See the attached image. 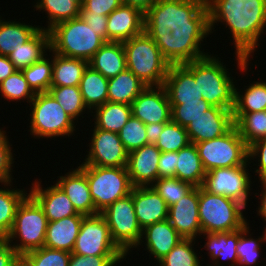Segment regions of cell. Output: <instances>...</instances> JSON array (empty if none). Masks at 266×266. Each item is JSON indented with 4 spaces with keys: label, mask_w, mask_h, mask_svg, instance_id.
Listing matches in <instances>:
<instances>
[{
    "label": "cell",
    "mask_w": 266,
    "mask_h": 266,
    "mask_svg": "<svg viewBox=\"0 0 266 266\" xmlns=\"http://www.w3.org/2000/svg\"><path fill=\"white\" fill-rule=\"evenodd\" d=\"M20 255L6 238H0V266H16Z\"/></svg>",
    "instance_id": "9f6ffc18"
},
{
    "label": "cell",
    "mask_w": 266,
    "mask_h": 266,
    "mask_svg": "<svg viewBox=\"0 0 266 266\" xmlns=\"http://www.w3.org/2000/svg\"><path fill=\"white\" fill-rule=\"evenodd\" d=\"M91 133L89 151L82 164L99 167H126L128 152L125 150L119 134L101 130L94 126Z\"/></svg>",
    "instance_id": "5bb4252c"
},
{
    "label": "cell",
    "mask_w": 266,
    "mask_h": 266,
    "mask_svg": "<svg viewBox=\"0 0 266 266\" xmlns=\"http://www.w3.org/2000/svg\"><path fill=\"white\" fill-rule=\"evenodd\" d=\"M48 92L77 123L79 122L78 120L80 116L82 119L85 117L83 116L86 113L85 111H87V114L88 112L89 114L91 113L84 104L79 86L50 87Z\"/></svg>",
    "instance_id": "f35d334b"
},
{
    "label": "cell",
    "mask_w": 266,
    "mask_h": 266,
    "mask_svg": "<svg viewBox=\"0 0 266 266\" xmlns=\"http://www.w3.org/2000/svg\"><path fill=\"white\" fill-rule=\"evenodd\" d=\"M122 5L121 0H84L81 6L93 14L108 16L113 10Z\"/></svg>",
    "instance_id": "f5cc1de1"
},
{
    "label": "cell",
    "mask_w": 266,
    "mask_h": 266,
    "mask_svg": "<svg viewBox=\"0 0 266 266\" xmlns=\"http://www.w3.org/2000/svg\"><path fill=\"white\" fill-rule=\"evenodd\" d=\"M71 253L84 256H127L113 241L110 229L101 213L83 217Z\"/></svg>",
    "instance_id": "7c38bea8"
},
{
    "label": "cell",
    "mask_w": 266,
    "mask_h": 266,
    "mask_svg": "<svg viewBox=\"0 0 266 266\" xmlns=\"http://www.w3.org/2000/svg\"><path fill=\"white\" fill-rule=\"evenodd\" d=\"M254 159L258 160V164L253 163V166H257V168H252L255 169L254 173L258 175L259 182H266V137L248 146V161L250 165L254 162Z\"/></svg>",
    "instance_id": "f907efd6"
},
{
    "label": "cell",
    "mask_w": 266,
    "mask_h": 266,
    "mask_svg": "<svg viewBox=\"0 0 266 266\" xmlns=\"http://www.w3.org/2000/svg\"><path fill=\"white\" fill-rule=\"evenodd\" d=\"M48 222L42 207L28 194L17 208L6 239L20 256L41 248L44 246Z\"/></svg>",
    "instance_id": "52a82bcc"
},
{
    "label": "cell",
    "mask_w": 266,
    "mask_h": 266,
    "mask_svg": "<svg viewBox=\"0 0 266 266\" xmlns=\"http://www.w3.org/2000/svg\"><path fill=\"white\" fill-rule=\"evenodd\" d=\"M202 234L203 236H201ZM201 235L199 238L205 237L207 241L202 248L208 251L207 253L211 260V264L206 266H225L224 263H221V260H227V264H230L228 261H231L230 266L237 265L236 247L240 237V229L233 232L201 233Z\"/></svg>",
    "instance_id": "d4e9b609"
},
{
    "label": "cell",
    "mask_w": 266,
    "mask_h": 266,
    "mask_svg": "<svg viewBox=\"0 0 266 266\" xmlns=\"http://www.w3.org/2000/svg\"><path fill=\"white\" fill-rule=\"evenodd\" d=\"M126 66L147 86H163L170 64L145 32L123 42Z\"/></svg>",
    "instance_id": "8992f818"
},
{
    "label": "cell",
    "mask_w": 266,
    "mask_h": 266,
    "mask_svg": "<svg viewBox=\"0 0 266 266\" xmlns=\"http://www.w3.org/2000/svg\"><path fill=\"white\" fill-rule=\"evenodd\" d=\"M246 207L238 201L199 187L198 213L202 233L233 232L244 227ZM244 211V212H243Z\"/></svg>",
    "instance_id": "5b68a950"
},
{
    "label": "cell",
    "mask_w": 266,
    "mask_h": 266,
    "mask_svg": "<svg viewBox=\"0 0 266 266\" xmlns=\"http://www.w3.org/2000/svg\"><path fill=\"white\" fill-rule=\"evenodd\" d=\"M48 53L49 55L47 54V57L44 56L40 61L22 69L25 80L28 82L29 87L35 94L48 92L51 87L53 52L49 50ZM50 53H52V55ZM48 56H50V58Z\"/></svg>",
    "instance_id": "ab89813d"
},
{
    "label": "cell",
    "mask_w": 266,
    "mask_h": 266,
    "mask_svg": "<svg viewBox=\"0 0 266 266\" xmlns=\"http://www.w3.org/2000/svg\"><path fill=\"white\" fill-rule=\"evenodd\" d=\"M147 87L133 72L125 69L108 79V102L131 105L135 98Z\"/></svg>",
    "instance_id": "f546056e"
},
{
    "label": "cell",
    "mask_w": 266,
    "mask_h": 266,
    "mask_svg": "<svg viewBox=\"0 0 266 266\" xmlns=\"http://www.w3.org/2000/svg\"><path fill=\"white\" fill-rule=\"evenodd\" d=\"M16 70L17 69L14 67V64L10 61L8 56L0 55V83Z\"/></svg>",
    "instance_id": "680465c9"
},
{
    "label": "cell",
    "mask_w": 266,
    "mask_h": 266,
    "mask_svg": "<svg viewBox=\"0 0 266 266\" xmlns=\"http://www.w3.org/2000/svg\"><path fill=\"white\" fill-rule=\"evenodd\" d=\"M79 88L84 104L91 112L108 102V79L90 66L84 70Z\"/></svg>",
    "instance_id": "4dcf8cb0"
},
{
    "label": "cell",
    "mask_w": 266,
    "mask_h": 266,
    "mask_svg": "<svg viewBox=\"0 0 266 266\" xmlns=\"http://www.w3.org/2000/svg\"><path fill=\"white\" fill-rule=\"evenodd\" d=\"M264 231H263V234H262V237H263V244L266 243V225L265 227H263Z\"/></svg>",
    "instance_id": "6125c7cd"
},
{
    "label": "cell",
    "mask_w": 266,
    "mask_h": 266,
    "mask_svg": "<svg viewBox=\"0 0 266 266\" xmlns=\"http://www.w3.org/2000/svg\"><path fill=\"white\" fill-rule=\"evenodd\" d=\"M71 252L41 247L20 256L24 266H69Z\"/></svg>",
    "instance_id": "b9f144b4"
},
{
    "label": "cell",
    "mask_w": 266,
    "mask_h": 266,
    "mask_svg": "<svg viewBox=\"0 0 266 266\" xmlns=\"http://www.w3.org/2000/svg\"><path fill=\"white\" fill-rule=\"evenodd\" d=\"M1 98L16 103L24 100L28 103L35 97V93L29 87L28 82L22 73V70H16L13 74L8 76L0 83Z\"/></svg>",
    "instance_id": "ee69618b"
},
{
    "label": "cell",
    "mask_w": 266,
    "mask_h": 266,
    "mask_svg": "<svg viewBox=\"0 0 266 266\" xmlns=\"http://www.w3.org/2000/svg\"><path fill=\"white\" fill-rule=\"evenodd\" d=\"M181 239L183 238L170 224L169 220L166 219L144 228L139 245L144 244V250H147L153 256L155 262H159Z\"/></svg>",
    "instance_id": "cb8c5ba5"
},
{
    "label": "cell",
    "mask_w": 266,
    "mask_h": 266,
    "mask_svg": "<svg viewBox=\"0 0 266 266\" xmlns=\"http://www.w3.org/2000/svg\"><path fill=\"white\" fill-rule=\"evenodd\" d=\"M249 223L240 228V237L236 247L238 262L237 266H256L261 258L262 235L258 238L251 237ZM250 234V235H249Z\"/></svg>",
    "instance_id": "60d3db41"
},
{
    "label": "cell",
    "mask_w": 266,
    "mask_h": 266,
    "mask_svg": "<svg viewBox=\"0 0 266 266\" xmlns=\"http://www.w3.org/2000/svg\"><path fill=\"white\" fill-rule=\"evenodd\" d=\"M171 105V120L182 127H186L192 120L210 109L212 105L203 99Z\"/></svg>",
    "instance_id": "c3c4849f"
},
{
    "label": "cell",
    "mask_w": 266,
    "mask_h": 266,
    "mask_svg": "<svg viewBox=\"0 0 266 266\" xmlns=\"http://www.w3.org/2000/svg\"><path fill=\"white\" fill-rule=\"evenodd\" d=\"M6 131L3 128H0V183L4 185L7 182H13L14 176L13 174V164H14V156L12 152V144L8 140ZM12 170V171H11Z\"/></svg>",
    "instance_id": "681fc988"
},
{
    "label": "cell",
    "mask_w": 266,
    "mask_h": 266,
    "mask_svg": "<svg viewBox=\"0 0 266 266\" xmlns=\"http://www.w3.org/2000/svg\"><path fill=\"white\" fill-rule=\"evenodd\" d=\"M48 32L52 52L87 62L106 42L80 16L60 22Z\"/></svg>",
    "instance_id": "277c9868"
},
{
    "label": "cell",
    "mask_w": 266,
    "mask_h": 266,
    "mask_svg": "<svg viewBox=\"0 0 266 266\" xmlns=\"http://www.w3.org/2000/svg\"><path fill=\"white\" fill-rule=\"evenodd\" d=\"M205 176L206 171L195 144L190 143L176 152V178L200 187Z\"/></svg>",
    "instance_id": "f1b7e54d"
},
{
    "label": "cell",
    "mask_w": 266,
    "mask_h": 266,
    "mask_svg": "<svg viewBox=\"0 0 266 266\" xmlns=\"http://www.w3.org/2000/svg\"><path fill=\"white\" fill-rule=\"evenodd\" d=\"M101 214L107 222L113 241L126 255L132 252V248L134 250L140 247L142 229L137 222L132 191L109 205Z\"/></svg>",
    "instance_id": "8fae6325"
},
{
    "label": "cell",
    "mask_w": 266,
    "mask_h": 266,
    "mask_svg": "<svg viewBox=\"0 0 266 266\" xmlns=\"http://www.w3.org/2000/svg\"><path fill=\"white\" fill-rule=\"evenodd\" d=\"M80 17L107 42V16L93 14L81 6Z\"/></svg>",
    "instance_id": "db71d44e"
},
{
    "label": "cell",
    "mask_w": 266,
    "mask_h": 266,
    "mask_svg": "<svg viewBox=\"0 0 266 266\" xmlns=\"http://www.w3.org/2000/svg\"><path fill=\"white\" fill-rule=\"evenodd\" d=\"M12 185V182H7L2 186L3 188H0V238L8 236L14 223L17 208L29 194L27 189L26 191L25 189H12Z\"/></svg>",
    "instance_id": "e575fe53"
},
{
    "label": "cell",
    "mask_w": 266,
    "mask_h": 266,
    "mask_svg": "<svg viewBox=\"0 0 266 266\" xmlns=\"http://www.w3.org/2000/svg\"><path fill=\"white\" fill-rule=\"evenodd\" d=\"M260 183L262 186L260 195L257 192L255 194L257 197L260 196L259 197L260 199H258L260 200V202L258 203H261V204L258 206V209L256 211H257V215L260 216L264 222H266V182H260Z\"/></svg>",
    "instance_id": "94428289"
},
{
    "label": "cell",
    "mask_w": 266,
    "mask_h": 266,
    "mask_svg": "<svg viewBox=\"0 0 266 266\" xmlns=\"http://www.w3.org/2000/svg\"><path fill=\"white\" fill-rule=\"evenodd\" d=\"M93 70L107 79L117 76L127 69L126 55L122 42H105L88 62Z\"/></svg>",
    "instance_id": "4316f807"
},
{
    "label": "cell",
    "mask_w": 266,
    "mask_h": 266,
    "mask_svg": "<svg viewBox=\"0 0 266 266\" xmlns=\"http://www.w3.org/2000/svg\"><path fill=\"white\" fill-rule=\"evenodd\" d=\"M123 5H129L138 8L145 13L159 0H121Z\"/></svg>",
    "instance_id": "91938a15"
},
{
    "label": "cell",
    "mask_w": 266,
    "mask_h": 266,
    "mask_svg": "<svg viewBox=\"0 0 266 266\" xmlns=\"http://www.w3.org/2000/svg\"><path fill=\"white\" fill-rule=\"evenodd\" d=\"M176 178V152H161L158 161V179Z\"/></svg>",
    "instance_id": "11a10c76"
},
{
    "label": "cell",
    "mask_w": 266,
    "mask_h": 266,
    "mask_svg": "<svg viewBox=\"0 0 266 266\" xmlns=\"http://www.w3.org/2000/svg\"><path fill=\"white\" fill-rule=\"evenodd\" d=\"M107 18V42L123 43L144 32V13L136 7L122 4Z\"/></svg>",
    "instance_id": "d6986e66"
},
{
    "label": "cell",
    "mask_w": 266,
    "mask_h": 266,
    "mask_svg": "<svg viewBox=\"0 0 266 266\" xmlns=\"http://www.w3.org/2000/svg\"><path fill=\"white\" fill-rule=\"evenodd\" d=\"M118 134L128 153L147 144L145 124L132 115Z\"/></svg>",
    "instance_id": "7dc6e473"
},
{
    "label": "cell",
    "mask_w": 266,
    "mask_h": 266,
    "mask_svg": "<svg viewBox=\"0 0 266 266\" xmlns=\"http://www.w3.org/2000/svg\"><path fill=\"white\" fill-rule=\"evenodd\" d=\"M249 161L243 166L217 168L206 172L202 187L210 193L224 195L232 198L245 207L252 191L251 173L247 167Z\"/></svg>",
    "instance_id": "4fadbf2b"
},
{
    "label": "cell",
    "mask_w": 266,
    "mask_h": 266,
    "mask_svg": "<svg viewBox=\"0 0 266 266\" xmlns=\"http://www.w3.org/2000/svg\"><path fill=\"white\" fill-rule=\"evenodd\" d=\"M94 126L101 130L119 133L122 127L131 117V105L124 103L106 102L94 109Z\"/></svg>",
    "instance_id": "836d02e7"
},
{
    "label": "cell",
    "mask_w": 266,
    "mask_h": 266,
    "mask_svg": "<svg viewBox=\"0 0 266 266\" xmlns=\"http://www.w3.org/2000/svg\"><path fill=\"white\" fill-rule=\"evenodd\" d=\"M169 206L188 194L194 186L175 177L159 178L151 185Z\"/></svg>",
    "instance_id": "bcb514c9"
},
{
    "label": "cell",
    "mask_w": 266,
    "mask_h": 266,
    "mask_svg": "<svg viewBox=\"0 0 266 266\" xmlns=\"http://www.w3.org/2000/svg\"><path fill=\"white\" fill-rule=\"evenodd\" d=\"M144 32L170 65L208 55L202 50L211 35L206 0H159L144 13Z\"/></svg>",
    "instance_id": "6da1fadb"
},
{
    "label": "cell",
    "mask_w": 266,
    "mask_h": 266,
    "mask_svg": "<svg viewBox=\"0 0 266 266\" xmlns=\"http://www.w3.org/2000/svg\"><path fill=\"white\" fill-rule=\"evenodd\" d=\"M234 126L232 109L212 106L192 120L185 128L190 142L195 144L226 134Z\"/></svg>",
    "instance_id": "2e32d148"
},
{
    "label": "cell",
    "mask_w": 266,
    "mask_h": 266,
    "mask_svg": "<svg viewBox=\"0 0 266 266\" xmlns=\"http://www.w3.org/2000/svg\"><path fill=\"white\" fill-rule=\"evenodd\" d=\"M195 145L206 172L217 168L243 166L248 162V146L235 125L226 134Z\"/></svg>",
    "instance_id": "30bf717a"
},
{
    "label": "cell",
    "mask_w": 266,
    "mask_h": 266,
    "mask_svg": "<svg viewBox=\"0 0 266 266\" xmlns=\"http://www.w3.org/2000/svg\"><path fill=\"white\" fill-rule=\"evenodd\" d=\"M199 187L169 206L168 220L183 239H197L201 235L198 213Z\"/></svg>",
    "instance_id": "e0dca14e"
},
{
    "label": "cell",
    "mask_w": 266,
    "mask_h": 266,
    "mask_svg": "<svg viewBox=\"0 0 266 266\" xmlns=\"http://www.w3.org/2000/svg\"><path fill=\"white\" fill-rule=\"evenodd\" d=\"M234 125L247 146L266 137V110L233 113Z\"/></svg>",
    "instance_id": "74e56055"
},
{
    "label": "cell",
    "mask_w": 266,
    "mask_h": 266,
    "mask_svg": "<svg viewBox=\"0 0 266 266\" xmlns=\"http://www.w3.org/2000/svg\"><path fill=\"white\" fill-rule=\"evenodd\" d=\"M41 182L35 179L29 189V194L42 207L49 222L80 214L66 193L56 183L46 188L41 185Z\"/></svg>",
    "instance_id": "ffe728a7"
},
{
    "label": "cell",
    "mask_w": 266,
    "mask_h": 266,
    "mask_svg": "<svg viewBox=\"0 0 266 266\" xmlns=\"http://www.w3.org/2000/svg\"><path fill=\"white\" fill-rule=\"evenodd\" d=\"M30 135L34 138H69L76 131L75 121L49 93H37L29 103Z\"/></svg>",
    "instance_id": "ba28073f"
},
{
    "label": "cell",
    "mask_w": 266,
    "mask_h": 266,
    "mask_svg": "<svg viewBox=\"0 0 266 266\" xmlns=\"http://www.w3.org/2000/svg\"><path fill=\"white\" fill-rule=\"evenodd\" d=\"M49 50V32L46 29H40L25 44L13 48L8 58L17 70H22L47 56Z\"/></svg>",
    "instance_id": "83f0119b"
},
{
    "label": "cell",
    "mask_w": 266,
    "mask_h": 266,
    "mask_svg": "<svg viewBox=\"0 0 266 266\" xmlns=\"http://www.w3.org/2000/svg\"><path fill=\"white\" fill-rule=\"evenodd\" d=\"M206 5L210 33L219 22L228 27L237 68L247 74L249 61L257 51L266 27V0H206Z\"/></svg>",
    "instance_id": "7a4b0ae2"
},
{
    "label": "cell",
    "mask_w": 266,
    "mask_h": 266,
    "mask_svg": "<svg viewBox=\"0 0 266 266\" xmlns=\"http://www.w3.org/2000/svg\"><path fill=\"white\" fill-rule=\"evenodd\" d=\"M249 86L243 88L245 92L238 91L235 87L234 106L232 113H252L266 110V82L261 81L249 82Z\"/></svg>",
    "instance_id": "8d00e7d4"
},
{
    "label": "cell",
    "mask_w": 266,
    "mask_h": 266,
    "mask_svg": "<svg viewBox=\"0 0 266 266\" xmlns=\"http://www.w3.org/2000/svg\"><path fill=\"white\" fill-rule=\"evenodd\" d=\"M165 124L166 123H151V124L145 125L147 144L156 145L159 139V136L164 129Z\"/></svg>",
    "instance_id": "6f0895ef"
},
{
    "label": "cell",
    "mask_w": 266,
    "mask_h": 266,
    "mask_svg": "<svg viewBox=\"0 0 266 266\" xmlns=\"http://www.w3.org/2000/svg\"><path fill=\"white\" fill-rule=\"evenodd\" d=\"M86 175L95 209L101 213L116 200L131 193V183L126 167H99L79 165Z\"/></svg>",
    "instance_id": "9c48e42d"
},
{
    "label": "cell",
    "mask_w": 266,
    "mask_h": 266,
    "mask_svg": "<svg viewBox=\"0 0 266 266\" xmlns=\"http://www.w3.org/2000/svg\"><path fill=\"white\" fill-rule=\"evenodd\" d=\"M160 154V149L153 144L143 145L128 153L126 169L134 187L151 186L158 179Z\"/></svg>",
    "instance_id": "ac0fdd59"
},
{
    "label": "cell",
    "mask_w": 266,
    "mask_h": 266,
    "mask_svg": "<svg viewBox=\"0 0 266 266\" xmlns=\"http://www.w3.org/2000/svg\"><path fill=\"white\" fill-rule=\"evenodd\" d=\"M132 116L145 125L171 121V105L163 86H147L131 103Z\"/></svg>",
    "instance_id": "9a60e30c"
},
{
    "label": "cell",
    "mask_w": 266,
    "mask_h": 266,
    "mask_svg": "<svg viewBox=\"0 0 266 266\" xmlns=\"http://www.w3.org/2000/svg\"><path fill=\"white\" fill-rule=\"evenodd\" d=\"M126 256H84L71 253L69 266H116L122 262Z\"/></svg>",
    "instance_id": "816d5d0a"
},
{
    "label": "cell",
    "mask_w": 266,
    "mask_h": 266,
    "mask_svg": "<svg viewBox=\"0 0 266 266\" xmlns=\"http://www.w3.org/2000/svg\"><path fill=\"white\" fill-rule=\"evenodd\" d=\"M195 239H181L179 243L159 262V266H201L195 251Z\"/></svg>",
    "instance_id": "7bdbcfd3"
},
{
    "label": "cell",
    "mask_w": 266,
    "mask_h": 266,
    "mask_svg": "<svg viewBox=\"0 0 266 266\" xmlns=\"http://www.w3.org/2000/svg\"><path fill=\"white\" fill-rule=\"evenodd\" d=\"M84 216L83 214H76L48 222L44 246L72 252Z\"/></svg>",
    "instance_id": "484cf974"
},
{
    "label": "cell",
    "mask_w": 266,
    "mask_h": 266,
    "mask_svg": "<svg viewBox=\"0 0 266 266\" xmlns=\"http://www.w3.org/2000/svg\"><path fill=\"white\" fill-rule=\"evenodd\" d=\"M190 143L186 128L171 120L164 125L156 146L161 152H177Z\"/></svg>",
    "instance_id": "f6af8a7d"
},
{
    "label": "cell",
    "mask_w": 266,
    "mask_h": 266,
    "mask_svg": "<svg viewBox=\"0 0 266 266\" xmlns=\"http://www.w3.org/2000/svg\"><path fill=\"white\" fill-rule=\"evenodd\" d=\"M72 170L58 176L55 183L66 193L78 213L85 216L98 214L85 173L79 167Z\"/></svg>",
    "instance_id": "7402d4cb"
},
{
    "label": "cell",
    "mask_w": 266,
    "mask_h": 266,
    "mask_svg": "<svg viewBox=\"0 0 266 266\" xmlns=\"http://www.w3.org/2000/svg\"><path fill=\"white\" fill-rule=\"evenodd\" d=\"M88 62L69 58L53 52V72L51 87L79 86Z\"/></svg>",
    "instance_id": "d6a6232c"
},
{
    "label": "cell",
    "mask_w": 266,
    "mask_h": 266,
    "mask_svg": "<svg viewBox=\"0 0 266 266\" xmlns=\"http://www.w3.org/2000/svg\"><path fill=\"white\" fill-rule=\"evenodd\" d=\"M216 57L208 54L182 65L194 76V80H198V89L204 101L212 106L233 109L237 84L222 59Z\"/></svg>",
    "instance_id": "3957f363"
},
{
    "label": "cell",
    "mask_w": 266,
    "mask_h": 266,
    "mask_svg": "<svg viewBox=\"0 0 266 266\" xmlns=\"http://www.w3.org/2000/svg\"><path fill=\"white\" fill-rule=\"evenodd\" d=\"M34 4L36 11L43 10L42 13L45 11L48 15L46 17L48 20L46 26H48H40V29L49 30L60 22L80 16L81 2L79 0H37Z\"/></svg>",
    "instance_id": "d590c367"
},
{
    "label": "cell",
    "mask_w": 266,
    "mask_h": 266,
    "mask_svg": "<svg viewBox=\"0 0 266 266\" xmlns=\"http://www.w3.org/2000/svg\"><path fill=\"white\" fill-rule=\"evenodd\" d=\"M132 201L137 222L142 230L156 222L168 219L169 207L152 186L133 187Z\"/></svg>",
    "instance_id": "44dd1931"
},
{
    "label": "cell",
    "mask_w": 266,
    "mask_h": 266,
    "mask_svg": "<svg viewBox=\"0 0 266 266\" xmlns=\"http://www.w3.org/2000/svg\"><path fill=\"white\" fill-rule=\"evenodd\" d=\"M14 20L6 21L0 17V55L9 56L13 48L25 44L40 30L39 25Z\"/></svg>",
    "instance_id": "1f68e13d"
},
{
    "label": "cell",
    "mask_w": 266,
    "mask_h": 266,
    "mask_svg": "<svg viewBox=\"0 0 266 266\" xmlns=\"http://www.w3.org/2000/svg\"><path fill=\"white\" fill-rule=\"evenodd\" d=\"M170 104L203 99L198 89V80L183 65H170L163 83Z\"/></svg>",
    "instance_id": "603a6c76"
},
{
    "label": "cell",
    "mask_w": 266,
    "mask_h": 266,
    "mask_svg": "<svg viewBox=\"0 0 266 266\" xmlns=\"http://www.w3.org/2000/svg\"><path fill=\"white\" fill-rule=\"evenodd\" d=\"M16 266H24V265L19 261Z\"/></svg>",
    "instance_id": "be15d7a7"
}]
</instances>
